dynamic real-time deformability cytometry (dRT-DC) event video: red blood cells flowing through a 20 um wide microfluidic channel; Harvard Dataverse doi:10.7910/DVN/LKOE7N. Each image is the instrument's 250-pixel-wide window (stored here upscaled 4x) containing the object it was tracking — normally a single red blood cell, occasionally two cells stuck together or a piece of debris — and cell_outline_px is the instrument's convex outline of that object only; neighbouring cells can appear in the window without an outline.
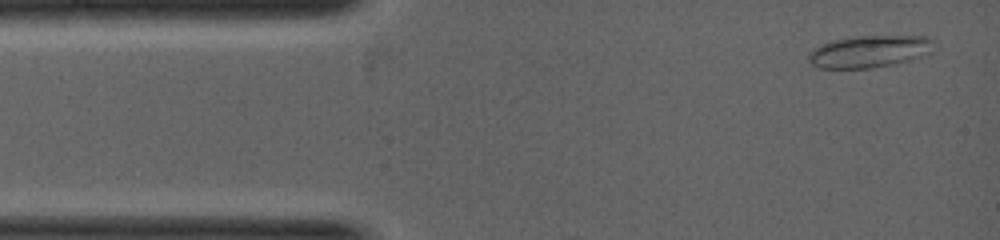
{"species": "common noctule bat (a hibernating species)", "species_latin": "Nyctalus noctula", "temperature_condition": "warm", "stored_images_in_passage": 3, "camera_frame_rate_fps": 5000, "um_per_image_px": 0.085, "animal": {"sex": "female", "body_mass_g": 19.0, "forearm_length_mm": 53.3}, "frame": {"image": 1, "passage_image": 1, "time_ms": 0.0, "image_size_px": [1000, 240], "cell_outline_px": [[936, 40], [932, 52], [896, 64], [872, 68], [816, 68], [808, 60], [808, 52], [820, 44], [836, 40], [856, 36], [928, 36]], "centroid_in_image_um": [73.92, 4.37], "position_along_channel_um": 11.1, "area_um2": 23.64}}